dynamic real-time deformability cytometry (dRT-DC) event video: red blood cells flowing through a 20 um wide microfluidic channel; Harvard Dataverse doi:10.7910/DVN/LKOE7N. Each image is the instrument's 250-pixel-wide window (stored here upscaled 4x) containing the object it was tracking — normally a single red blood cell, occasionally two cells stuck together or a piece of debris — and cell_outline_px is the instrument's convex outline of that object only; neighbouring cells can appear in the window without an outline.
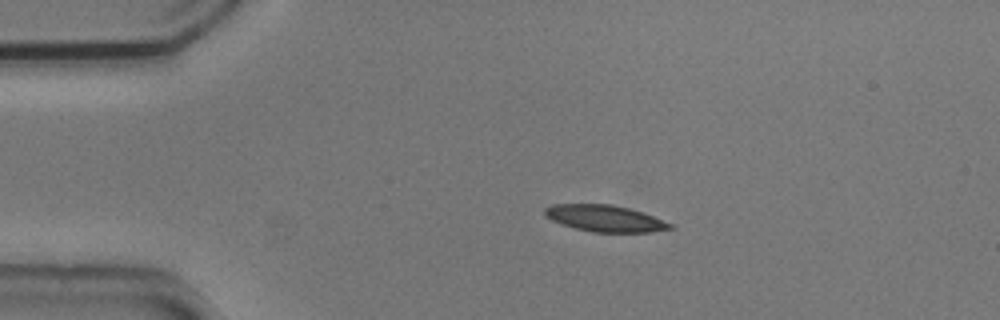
{"species": "common noctule bat (a hibernating species)", "species_latin": "Nyctalus noctula", "temperature_condition": "cold", "stored_images_in_passage": 4, "camera_frame_rate_fps": 3000, "um_per_image_px": 0.085, "animal": {"sex": "male", "body_mass_g": 20.5, "forearm_length_mm": 52.5}, "frame": {"image": 1, "passage_image": 2, "time_ms": 0.333, "image_size_px": [1000, 320], "cell_outline_px": [[676, 228], [652, 232], [592, 232], [576, 228], [552, 220], [544, 216], [544, 208], [552, 204], [612, 204], [628, 208], [652, 216], [672, 224]], "centroid_in_image_um": [51.41, 18.56], "position_along_channel_um": 33.6, "area_um2": 19.25}}
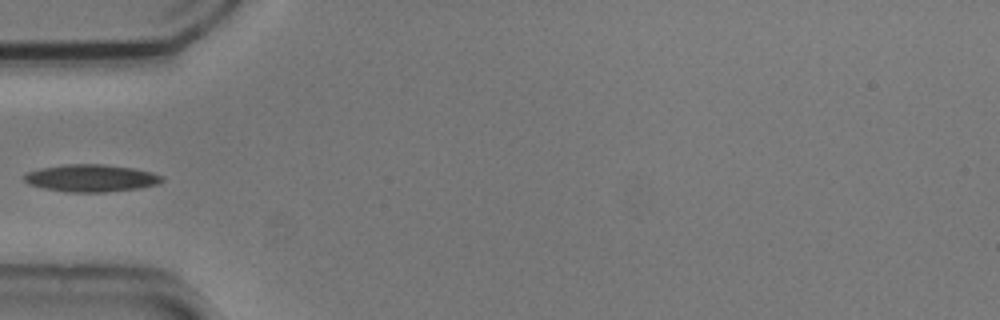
{"frame": {"image": 2, "passage_image": 4, "time_ms": 1.0, "image_size_px": [1000, 320], "cell_outline_px": [[164, 180], [156, 184], [140, 188], [104, 192], [68, 192], [44, 188], [28, 184], [24, 180], [24, 176], [28, 172], [40, 168], [68, 164], [104, 164], [132, 168], [152, 172], [164, 176]], "centroid_in_image_um": [7.76, 15.14], "position_along_channel_um": 77.2, "area_um2": 21.85}}